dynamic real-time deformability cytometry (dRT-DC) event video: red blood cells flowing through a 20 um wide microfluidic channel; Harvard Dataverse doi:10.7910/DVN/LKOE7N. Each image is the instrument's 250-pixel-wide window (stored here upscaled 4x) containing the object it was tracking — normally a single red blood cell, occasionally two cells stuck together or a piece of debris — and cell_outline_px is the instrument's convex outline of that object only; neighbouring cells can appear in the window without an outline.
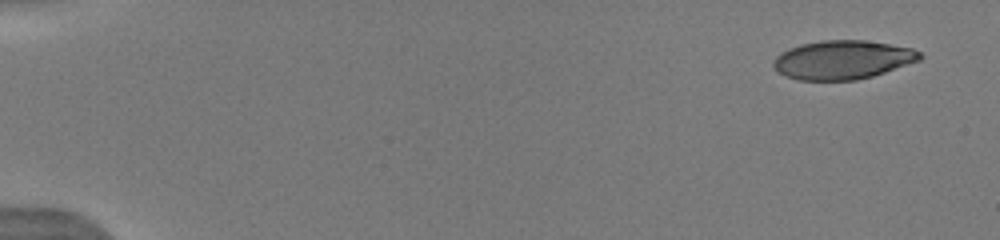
{"species": "human", "species_latin": "Homo sapiens", "temperature_condition": "warm", "stored_images_in_passage": 6, "camera_frame_rate_fps": 3000, "um_per_image_px": 0.085, "donor": {"sex": "male"}, "frame": {"image": 1, "passage_image": 1, "time_ms": 0.0, "image_size_px": [1000, 240], "cell_outline_px": [[924, 56], [920, 60], [872, 76], [856, 80], [800, 80], [784, 76], [772, 64], [772, 60], [780, 52], [788, 48], [800, 44], [820, 40], [864, 40], [912, 48], [920, 52]], "centroid_in_image_um": [71.59, 5.08], "position_along_channel_um": 13.4, "area_um2": 33.12}}
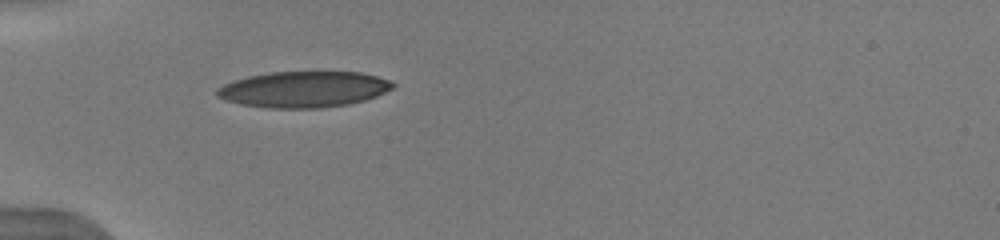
{"frame": {"image": 2, "passage_image": 5, "time_ms": 4.667, "image_size_px": [1000, 240], "cell_outline_px": [[396, 88], [376, 96], [364, 100], [348, 104], [320, 108], [268, 108], [240, 104], [216, 96], [216, 88], [232, 80], [248, 76], [272, 72], [360, 72], [376, 76], [388, 80], [396, 84]], "centroid_in_image_um": [25.82, 7.59], "position_along_channel_um": 59.2, "area_um2": 36.99}}